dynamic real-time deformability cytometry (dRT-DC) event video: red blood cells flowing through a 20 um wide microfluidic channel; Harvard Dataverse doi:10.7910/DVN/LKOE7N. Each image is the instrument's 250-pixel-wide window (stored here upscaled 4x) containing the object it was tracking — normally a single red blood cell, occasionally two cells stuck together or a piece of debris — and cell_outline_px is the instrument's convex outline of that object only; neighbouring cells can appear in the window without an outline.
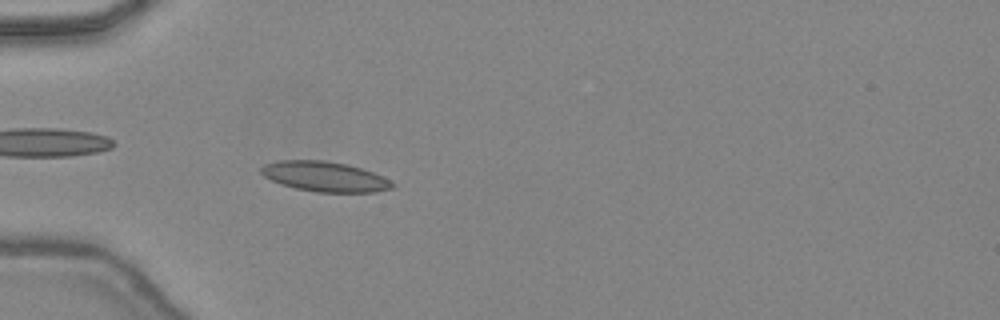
{"species": "common noctule bat (a hibernating species)", "species_latin": "Nyctalus noctula", "temperature_condition": "warm", "stored_images_in_passage": 47, "camera_frame_rate_fps": 3000, "um_per_image_px": 0.085, "animal": {"sex": "female", "body_mass_g": 24.6, "forearm_length_mm": 56.2}, "frame": {"image": 1, "passage_image": 15, "time_ms": 4.667, "image_size_px": [1000, 320], "cell_outline_px": [[396, 184], [392, 188], [376, 192], [316, 192], [296, 188], [272, 180], [264, 176], [260, 172], [260, 168], [264, 164], [276, 160], [324, 160], [348, 164], [372, 172]], "centroid_in_image_um": [27.59, 15.0], "position_along_channel_um": 57.4, "area_um2": 22.83}}
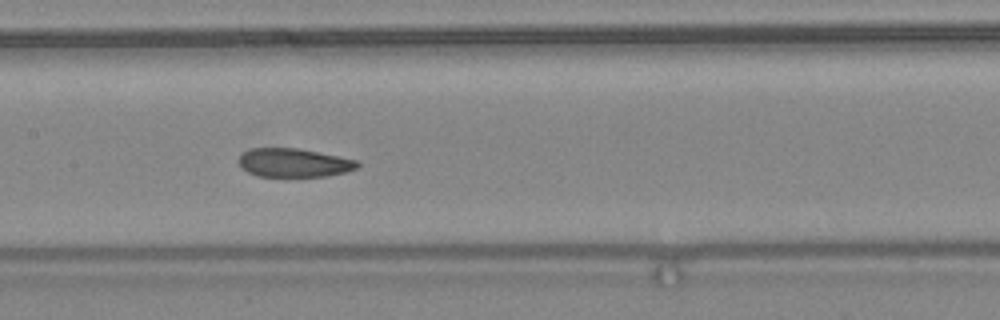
{"frame": {"image": 2, "passage_image": 24, "time_ms": 7.667, "image_size_px": [1000, 320], "cell_outline_px": [[360, 164], [356, 168], [344, 172], [328, 176], [260, 176], [248, 172], [240, 164], [240, 156], [248, 148], [296, 148], [356, 160]], "centroid_in_image_um": [24.97, 13.83], "position_along_channel_um": 182.4, "area_um2": 19.36}}
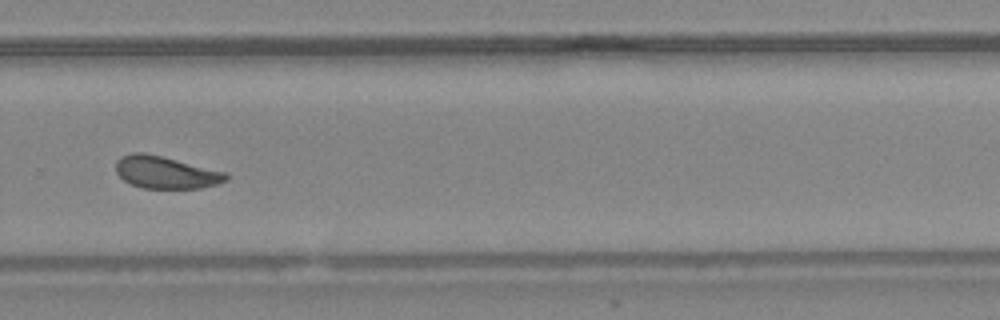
{"frame": {"image": 3, "passage_image": 33, "time_ms": 10.667, "image_size_px": [1000, 320], "cell_outline_px": [[228, 180], [220, 184], [200, 188], [140, 188], [124, 180], [116, 172], [116, 160], [120, 156], [132, 152], [144, 152], [228, 172]], "centroid_in_image_um": [14.11, 14.65], "position_along_channel_um": 315.7, "area_um2": 20.92}, "authors_computed_cell_mechanics": {"area_um2": 21.386, "velocity_mm_per_s": 4.4662, "shape_relaxation_time_tau1_ms": 6.3008, "shape_relaxation_time_tau2_ms": 1.496, "deformation_change_tau1": 0.1508, "deformation_change_tau2": 0.0857}}